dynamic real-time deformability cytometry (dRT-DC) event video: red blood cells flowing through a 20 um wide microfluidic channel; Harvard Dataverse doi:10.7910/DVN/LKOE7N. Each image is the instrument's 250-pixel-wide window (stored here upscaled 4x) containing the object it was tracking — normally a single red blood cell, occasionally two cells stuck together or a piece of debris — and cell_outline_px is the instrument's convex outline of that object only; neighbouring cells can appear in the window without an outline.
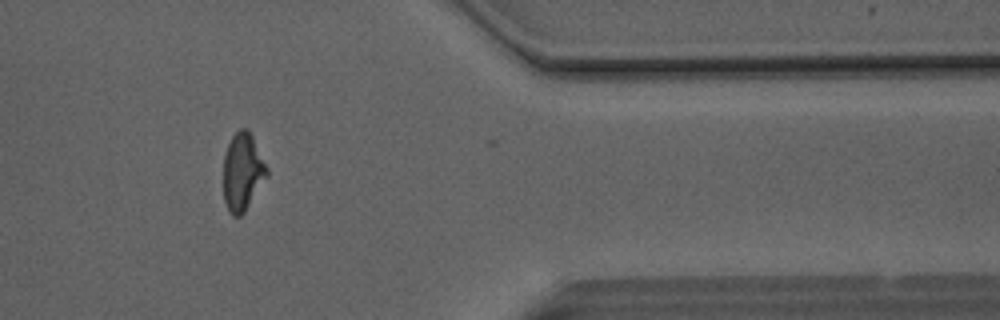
{"species": "Egyptian fruit bat (a non-hibernating species)", "species_latin": "Rousettus aegyptiacus", "temperature_condition": "room temperature", "stored_images_in_passage": 31, "camera_frame_rate_fps": 3000, "um_per_image_px": 0.085, "animal": {"sex": "male"}, "frame": {"image": 1, "passage_image": 30, "time_ms": 9.667, "image_size_px": [1000, 320], "cell_outline_px": [[268, 176], [244, 212], [240, 216], [232, 216], [228, 212], [224, 200], [224, 152], [232, 136], [240, 128], [248, 128], [268, 168]], "centroid_in_image_um": [20.62, 14.61], "position_along_channel_um": 390.8, "area_um2": 19.71}, "authors_computed_cell_mechanics": {"area_um2": 19.7098, "velocity_mm_per_s": 4.1483, "shape_relaxation_time_tau1_ms": 7.2631, "shape_relaxation_time_tau2_ms": 1.2697, "deformation_change_tau1": 0.1827, "deformation_change_tau2": 0.0818}}